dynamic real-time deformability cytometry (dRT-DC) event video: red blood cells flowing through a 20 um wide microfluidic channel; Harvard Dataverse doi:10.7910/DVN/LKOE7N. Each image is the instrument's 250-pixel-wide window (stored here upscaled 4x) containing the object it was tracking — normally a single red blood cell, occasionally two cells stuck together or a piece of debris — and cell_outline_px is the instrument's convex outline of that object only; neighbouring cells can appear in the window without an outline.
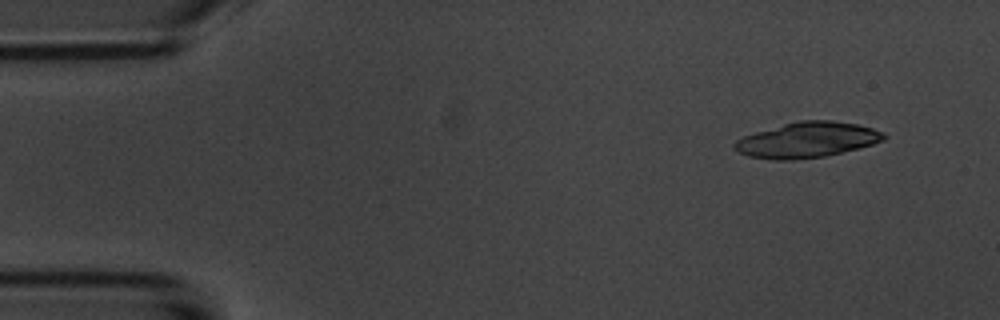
{"species": "common noctule bat (a hibernating species)", "species_latin": "Nyctalus noctula", "temperature_condition": "room temperature", "stored_images_in_passage": 5, "camera_frame_rate_fps": 3000, "um_per_image_px": 0.085, "animal": {"sex": "male", "body_mass_g": 20.1, "forearm_length_mm": 53.5}, "frame": {"image": 1, "passage_image": 1, "time_ms": 0.0, "image_size_px": [1000, 320], "cell_outline_px": [[888, 136], [884, 140], [860, 148], [824, 156], [796, 160], [772, 160], [748, 156], [732, 148], [732, 144], [736, 140], [744, 136], [756, 132], [784, 124], [800, 120], [832, 120], [856, 124], [872, 128]], "centroid_in_image_um": [68.59, 11.9], "position_along_channel_um": 16.4, "area_um2": 30.75}}
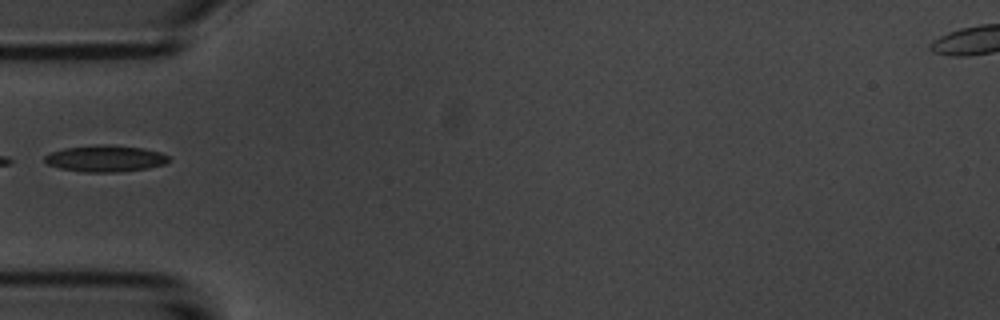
{"frame": {"image": 2, "passage_image": 4, "time_ms": 4.333, "image_size_px": [1000, 320], "cell_outline_px": [[172, 160], [164, 164], [148, 168], [116, 172], [84, 172], [60, 168], [44, 164], [44, 156], [52, 152], [64, 148], [104, 144], [144, 148], [160, 152], [172, 156]], "centroid_in_image_um": [8.98, 13.48], "position_along_channel_um": 76.0, "area_um2": 19.31}}